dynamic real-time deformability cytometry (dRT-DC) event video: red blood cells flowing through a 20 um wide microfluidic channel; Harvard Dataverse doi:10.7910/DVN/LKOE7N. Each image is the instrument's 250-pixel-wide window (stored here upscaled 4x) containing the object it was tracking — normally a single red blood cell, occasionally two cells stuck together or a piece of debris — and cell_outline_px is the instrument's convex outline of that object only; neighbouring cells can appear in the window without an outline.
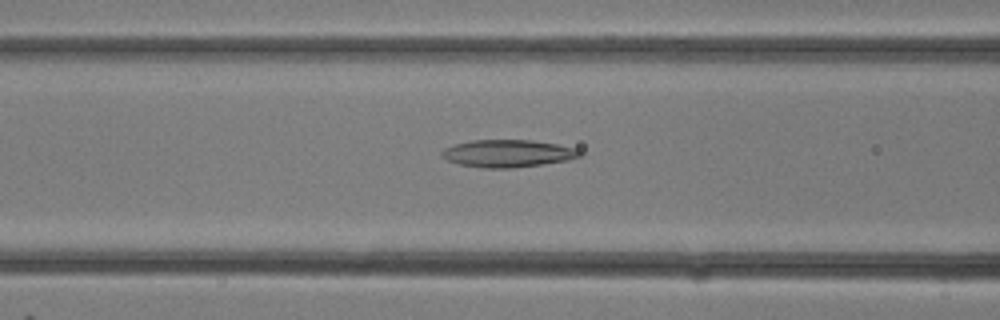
{"species": "common noctule bat (a hibernating species)", "species_latin": "Nyctalus noctula", "temperature_condition": "room temperature", "stored_images_in_passage": 32, "camera_frame_rate_fps": 3000, "um_per_image_px": 0.085, "animal": {"sex": "female"}, "frame": {"image": 1, "passage_image": 13, "time_ms": 4.0, "image_size_px": [1000, 320], "cell_outline_px": [[584, 156], [568, 160], [512, 168], [480, 168], [460, 164], [448, 160], [440, 156], [440, 152], [444, 148], [456, 144], [472, 140], [532, 140], [556, 144], [576, 148], [584, 152]], "centroid_in_image_um": [43.19, 13.04], "position_along_channel_um": 123.4, "area_um2": 22.14}}
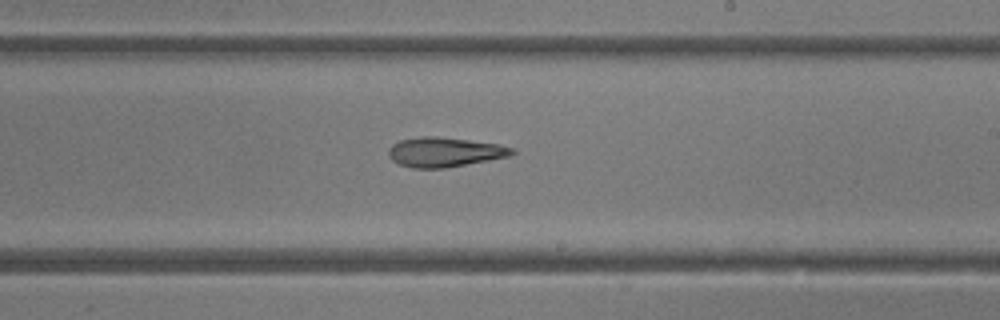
{"frame": {"image": 2, "passage_image": 19, "time_ms": 6.0, "image_size_px": [1000, 320], "cell_outline_px": [[516, 152], [512, 156], [444, 168], [412, 168], [400, 164], [392, 160], [388, 156], [388, 148], [392, 144], [400, 140], [424, 136], [436, 136], [500, 144], [516, 148]], "centroid_in_image_um": [37.82, 12.92], "position_along_channel_um": 251.2, "area_um2": 21.44}}
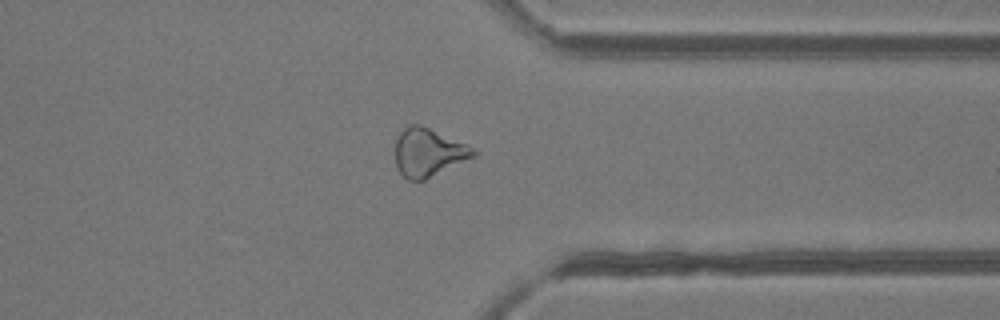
{"frame": {"image": 3, "passage_image": 25, "time_ms": 8.0, "image_size_px": [1000, 320], "cell_outline_px": [[476, 156], [424, 180], [408, 180], [400, 172], [396, 164], [396, 136], [408, 124], [420, 124], [464, 144], [472, 148], [476, 152]], "centroid_in_image_um": [36.37, 12.96], "position_along_channel_um": 375.0, "area_um2": 21.56}}